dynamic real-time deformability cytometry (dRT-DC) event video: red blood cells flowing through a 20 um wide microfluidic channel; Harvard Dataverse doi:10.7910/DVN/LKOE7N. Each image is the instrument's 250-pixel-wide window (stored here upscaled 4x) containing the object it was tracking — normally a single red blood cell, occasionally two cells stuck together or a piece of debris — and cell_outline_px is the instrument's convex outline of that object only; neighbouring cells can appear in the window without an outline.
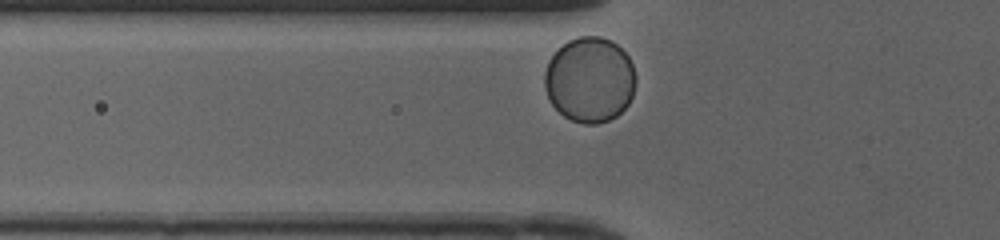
{"species": "human", "species_latin": "Homo sapiens", "temperature_condition": "cold", "stored_images_in_passage": 29, "camera_frame_rate_fps": 3000, "um_per_image_px": 0.085, "donor": {"sex": "female"}, "frame": {"image": 1, "passage_image": 2, "time_ms": 0.333, "image_size_px": [1000, 240], "cell_outline_px": [[636, 80], [632, 96], [628, 104], [616, 116], [608, 120], [596, 124], [584, 124], [572, 120], [564, 116], [552, 104], [544, 88], [544, 72], [548, 60], [568, 40], [580, 36], [600, 36], [616, 44], [628, 56], [632, 64], [636, 76]], "centroid_in_image_um": [50.12, 6.78], "position_along_channel_um": 75.7, "area_um2": 45.26}}
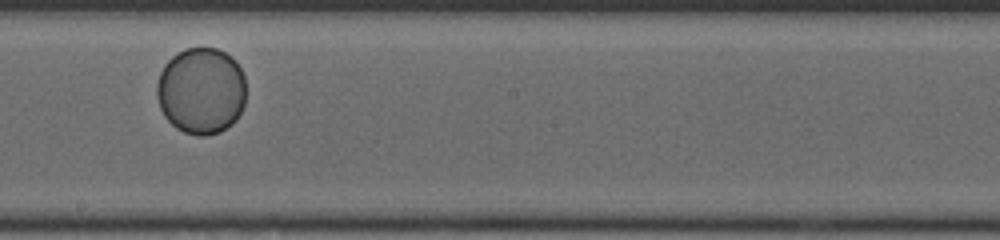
{"frame": {"image": 2, "passage_image": 14, "time_ms": 4.333, "image_size_px": [1000, 240], "cell_outline_px": [[244, 104], [236, 120], [232, 124], [220, 132], [200, 136], [184, 132], [176, 128], [164, 116], [160, 108], [156, 96], [156, 84], [160, 72], [164, 64], [172, 56], [188, 48], [216, 48], [224, 52], [236, 60], [244, 76]], "centroid_in_image_um": [17.08, 7.72], "position_along_channel_um": 231.1, "area_um2": 45.14}}
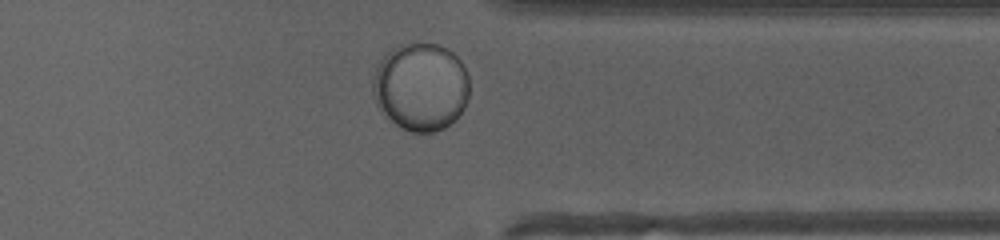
{"frame": {"image": 3, "passage_image": 25, "time_ms": 8.0, "image_size_px": [1000, 240], "cell_outline_px": [[468, 96], [464, 108], [444, 128], [432, 132], [412, 132], [396, 124], [380, 112], [372, 96], [372, 80], [376, 68], [380, 60], [392, 48], [400, 44], [436, 44], [452, 52], [460, 60], [468, 76]], "centroid_in_image_um": [35.73, 7.38], "position_along_channel_um": 375.7, "area_um2": 49.3}}